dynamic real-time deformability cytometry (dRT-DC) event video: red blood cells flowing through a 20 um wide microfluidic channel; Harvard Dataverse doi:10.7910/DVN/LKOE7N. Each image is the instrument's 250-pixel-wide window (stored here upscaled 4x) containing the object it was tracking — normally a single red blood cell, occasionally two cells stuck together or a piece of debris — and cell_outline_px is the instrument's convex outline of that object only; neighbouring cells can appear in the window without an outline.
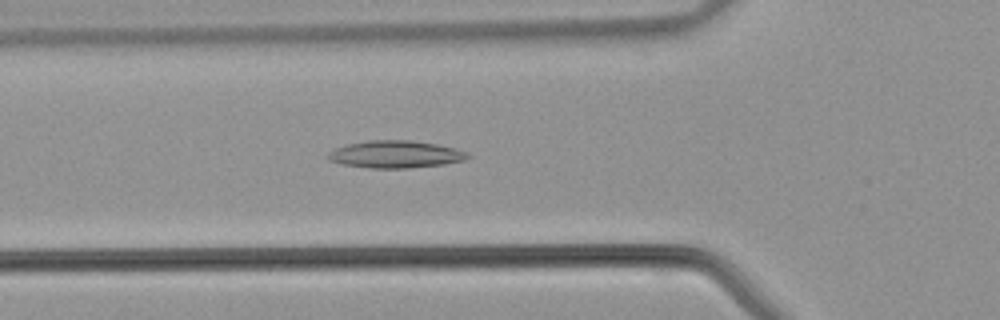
{"species": "common noctule bat (a hibernating species)", "species_latin": "Nyctalus noctula", "temperature_condition": "warm", "stored_images_in_passage": 30, "camera_frame_rate_fps": 3000, "um_per_image_px": 0.085, "animal": {"sex": "male", "body_mass_g": 21.5, "forearm_length_mm": 52.0}, "frame": {"image": 1, "passage_image": 3, "time_ms": 0.667, "image_size_px": [1000, 320], "cell_outline_px": [[472, 156], [464, 160], [444, 164], [408, 168], [368, 168], [340, 164], [328, 160], [324, 156], [328, 152], [336, 148], [348, 144], [368, 140], [408, 140], [436, 144], [456, 148], [468, 152]], "centroid_in_image_um": [33.59, 13.12], "position_along_channel_um": 92.2, "area_um2": 22.43}}
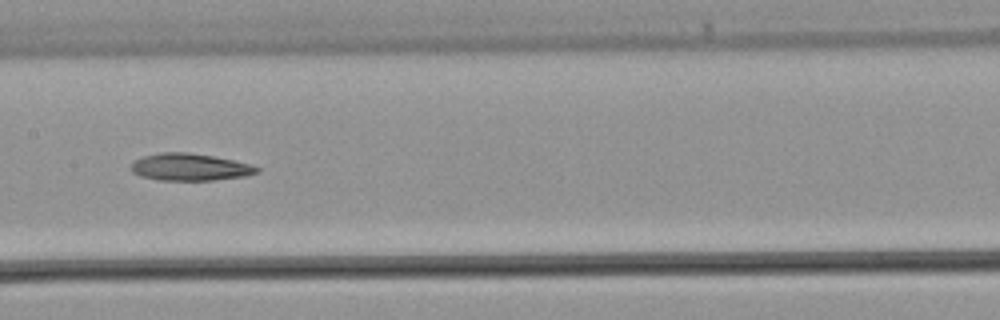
{"frame": {"image": 2, "passage_image": 9, "time_ms": 2.667, "image_size_px": [1000, 320], "cell_outline_px": [[260, 172], [248, 176], [212, 180], [160, 180], [140, 176], [132, 172], [132, 164], [136, 160], [144, 156], [160, 152], [188, 152], [212, 156], [252, 164], [260, 168]], "centroid_in_image_um": [16.19, 14.2], "position_along_channel_um": 191.2, "area_um2": 19.88}}
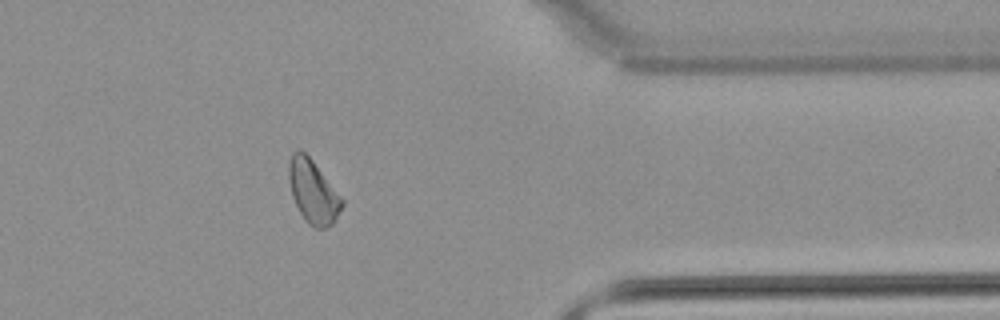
{"frame": {"image": 3, "passage_image": 22, "time_ms": 7.0, "image_size_px": [1000, 320], "cell_outline_px": [[344, 204], [332, 224], [324, 228], [316, 228], [308, 224], [304, 220], [292, 196], [288, 180], [288, 164], [292, 152], [300, 148], [312, 160], [344, 200]], "centroid_in_image_um": [26.58, 16.28], "position_along_channel_um": 384.8, "area_um2": 19.54}}